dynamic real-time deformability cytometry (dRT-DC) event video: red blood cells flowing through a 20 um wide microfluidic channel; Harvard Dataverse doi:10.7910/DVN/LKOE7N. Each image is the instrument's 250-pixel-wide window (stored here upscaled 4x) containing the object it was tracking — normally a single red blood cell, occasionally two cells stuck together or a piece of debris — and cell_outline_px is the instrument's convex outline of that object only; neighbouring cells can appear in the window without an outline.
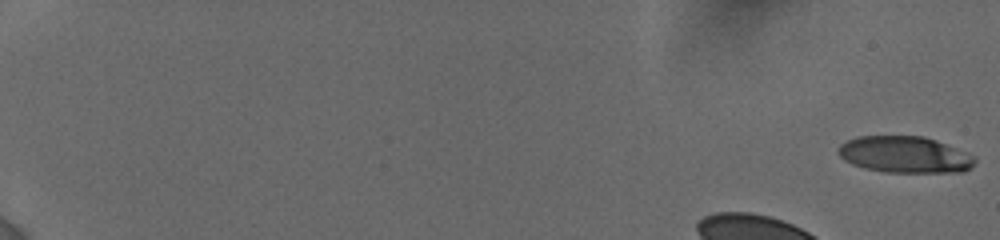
{"species": "human", "species_latin": "Homo sapiens", "temperature_condition": "cold", "stored_images_in_passage": 14, "camera_frame_rate_fps": 3000, "um_per_image_px": 0.085, "donor": {"sex": "female"}, "frame": {"image": 1, "passage_image": 1, "time_ms": 0.0, "image_size_px": [1000, 240], "cell_outline_px": [[976, 160], [972, 168], [964, 172], [884, 172], [864, 168], [852, 164], [844, 160], [840, 156], [840, 144], [856, 136], [924, 136], [936, 140], [968, 152], [976, 156]], "centroid_in_image_um": [76.96, 13.14], "position_along_channel_um": 8.0, "area_um2": 29.25}}